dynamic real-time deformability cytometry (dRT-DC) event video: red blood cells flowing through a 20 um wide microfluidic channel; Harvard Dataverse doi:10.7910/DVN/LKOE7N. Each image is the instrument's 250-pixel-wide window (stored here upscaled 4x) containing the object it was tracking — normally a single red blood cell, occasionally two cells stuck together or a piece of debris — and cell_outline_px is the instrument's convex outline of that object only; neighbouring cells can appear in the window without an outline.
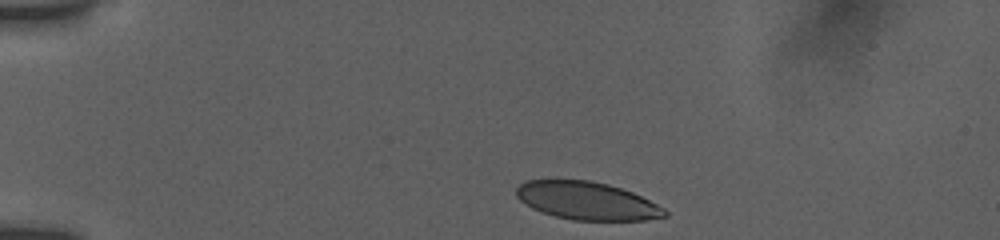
{"species": "human", "species_latin": "Homo sapiens", "temperature_condition": "room temperature", "stored_images_in_passage": 7, "camera_frame_rate_fps": 3000, "um_per_image_px": 0.085, "donor": {"sex": "female"}, "frame": {"image": 1, "passage_image": 1, "time_ms": 0.0, "image_size_px": [1000, 240], "cell_outline_px": [[668, 216], [644, 220], [572, 220], [556, 216], [532, 208], [520, 200], [516, 196], [516, 188], [520, 184], [528, 180], [588, 180], [608, 184], [632, 192], [664, 208], [668, 212]], "centroid_in_image_um": [49.89, 17.07], "position_along_channel_um": 35.1, "area_um2": 32.48}}
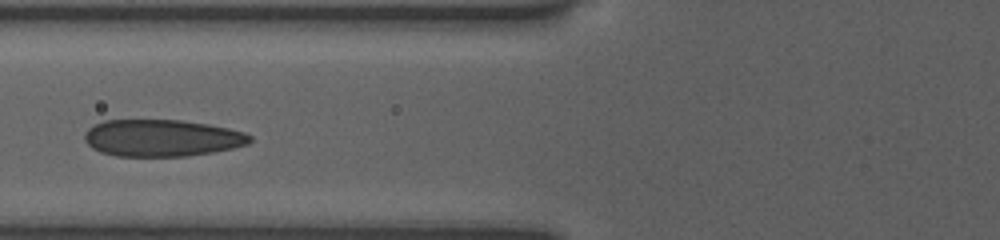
{"frame": {"image": 2, "passage_image": 5, "time_ms": 3.667, "image_size_px": [1000, 240], "cell_outline_px": [[252, 140], [248, 144], [232, 148], [212, 152], [188, 156], [116, 156], [100, 152], [92, 148], [84, 140], [84, 132], [92, 124], [104, 120], [180, 120], [208, 124], [228, 128], [244, 132], [252, 136]], "centroid_in_image_um": [13.73, 11.72], "position_along_channel_um": 112.1, "area_um2": 35.78}}
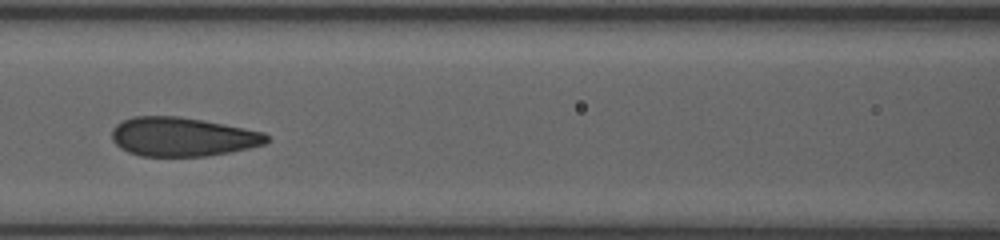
{"frame": {"image": 3, "passage_image": 6, "time_ms": 4.667, "image_size_px": [1000, 240], "cell_outline_px": [[272, 140], [264, 144], [232, 152], [208, 156], [140, 156], [128, 152], [120, 148], [112, 140], [112, 128], [116, 124], [132, 116], [176, 116], [200, 120], [264, 132]], "centroid_in_image_um": [15.49, 11.64], "position_along_channel_um": 151.1, "area_um2": 35.14}}